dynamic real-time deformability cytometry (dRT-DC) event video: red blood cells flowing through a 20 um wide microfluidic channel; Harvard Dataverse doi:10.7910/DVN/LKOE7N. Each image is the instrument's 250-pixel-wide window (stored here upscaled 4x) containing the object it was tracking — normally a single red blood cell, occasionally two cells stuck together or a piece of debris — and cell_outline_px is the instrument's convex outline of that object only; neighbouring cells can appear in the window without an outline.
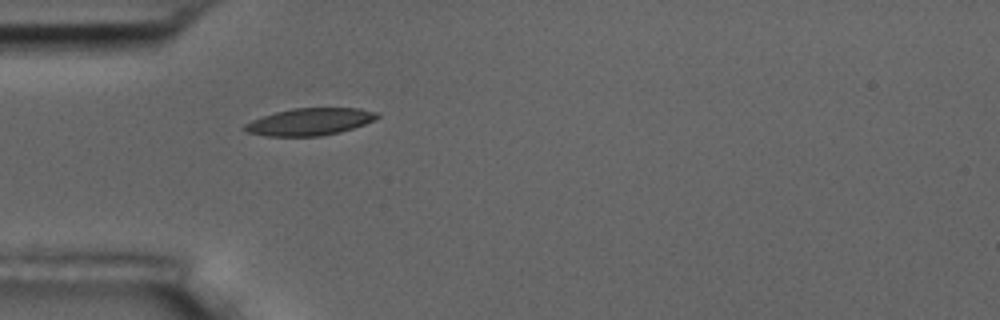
{"species": "common noctule bat (a hibernating species)", "species_latin": "Nyctalus noctula", "temperature_condition": "room temperature", "stored_images_in_passage": 1, "camera_frame_rate_fps": 3000, "um_per_image_px": 0.085, "animal": {"sex": "male", "body_mass_g": 17.5, "forearm_length_mm": 52.3}, "frame": {"image": 1, "passage_image": 1, "time_ms": 0.0, "image_size_px": [1000, 320], "cell_outline_px": [[380, 116], [364, 124], [340, 132], [320, 136], [264, 136], [248, 132], [244, 128], [244, 124], [252, 120], [276, 112], [292, 108], [360, 108], [376, 112]], "centroid_in_image_um": [26.32, 10.35], "position_along_channel_um": 58.7, "area_um2": 20.75}}